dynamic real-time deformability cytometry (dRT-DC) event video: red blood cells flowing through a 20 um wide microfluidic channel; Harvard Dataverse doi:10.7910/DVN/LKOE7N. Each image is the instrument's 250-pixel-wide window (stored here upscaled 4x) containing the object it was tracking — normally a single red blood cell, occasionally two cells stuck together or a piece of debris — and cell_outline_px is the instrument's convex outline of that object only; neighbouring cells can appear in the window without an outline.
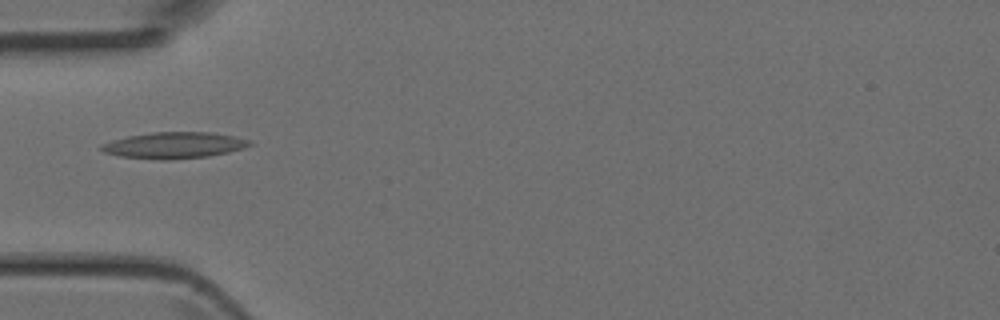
{"species": "Egyptian fruit bat (a non-hibernating species)", "species_latin": "Rousettus aegyptiacus", "temperature_condition": "room temperature", "stored_images_in_passage": 9, "camera_frame_rate_fps": 3000, "um_per_image_px": 0.085, "animal": {"sex": "female"}, "frame": {"image": 1, "passage_image": 1, "time_ms": 0.0, "image_size_px": [1000, 320], "cell_outline_px": [[252, 144], [244, 148], [228, 152], [208, 156], [172, 160], [160, 160], [120, 156], [104, 152], [100, 148], [100, 144], [112, 140], [128, 136], [152, 132], [212, 132], [232, 136], [248, 140]], "centroid_in_image_um": [14.77, 12.35], "position_along_channel_um": 70.2, "area_um2": 22.66}}
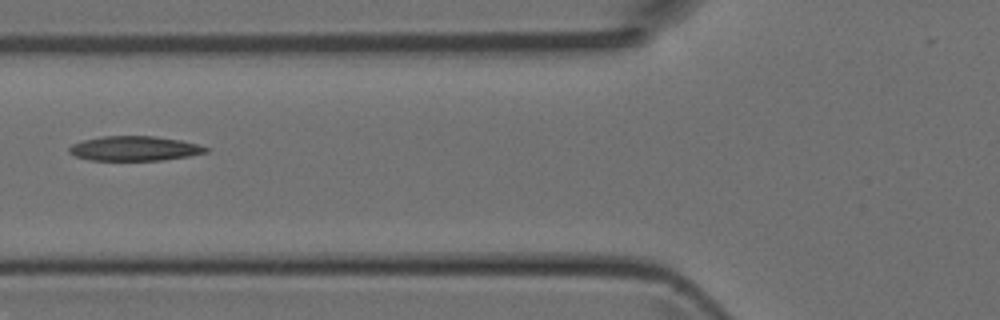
{"frame": {"image": 2, "passage_image": 4, "time_ms": 1.0, "image_size_px": [1000, 320], "cell_outline_px": [[212, 148], [208, 152], [188, 156], [160, 160], [88, 160], [76, 156], [68, 152], [68, 148], [72, 144], [84, 140], [104, 136], [152, 136], [180, 140]], "centroid_in_image_um": [11.44, 12.62], "position_along_channel_um": 114.4, "area_um2": 19.54}}